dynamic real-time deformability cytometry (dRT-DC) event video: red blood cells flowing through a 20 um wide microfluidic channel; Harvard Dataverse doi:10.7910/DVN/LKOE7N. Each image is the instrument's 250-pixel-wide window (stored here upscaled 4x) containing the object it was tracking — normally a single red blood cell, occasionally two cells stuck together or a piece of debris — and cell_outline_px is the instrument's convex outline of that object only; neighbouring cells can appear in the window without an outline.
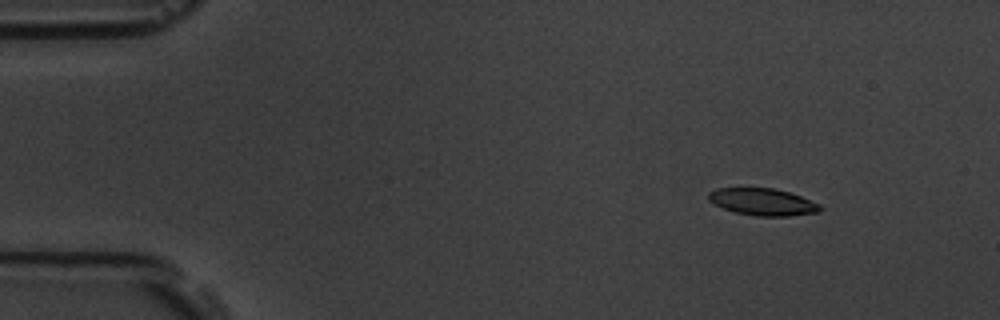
{"species": "common noctule bat (a hibernating species)", "species_latin": "Nyctalus noctula", "temperature_condition": "room temperature", "stored_images_in_passage": 5, "camera_frame_rate_fps": 3000, "um_per_image_px": 0.085, "animal": {"sex": "male", "body_mass_g": 19.5, "forearm_length_mm": 54.6}, "frame": {"image": 1, "passage_image": 1, "time_ms": 0.0, "image_size_px": [1000, 320], "cell_outline_px": [[824, 208], [820, 212], [788, 216], [756, 216], [736, 212], [724, 208], [708, 200], [708, 192], [716, 188], [772, 188], [788, 192], [800, 196], [820, 204]], "centroid_in_image_um": [64.85, 17.16], "position_along_channel_um": 20.1, "area_um2": 17.51}}
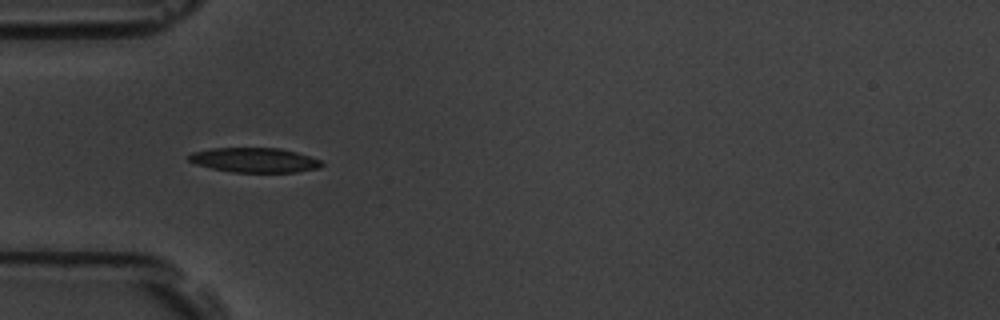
{"frame": {"image": 2, "passage_image": 4, "time_ms": 3.667, "image_size_px": [1000, 320], "cell_outline_px": [[324, 164], [320, 168], [296, 172], [232, 172], [212, 168], [196, 164], [188, 160], [188, 156], [192, 152], [212, 148], [280, 148], [296, 152], [320, 160]], "centroid_in_image_um": [21.64, 13.61], "position_along_channel_um": 63.4, "area_um2": 19.02}}
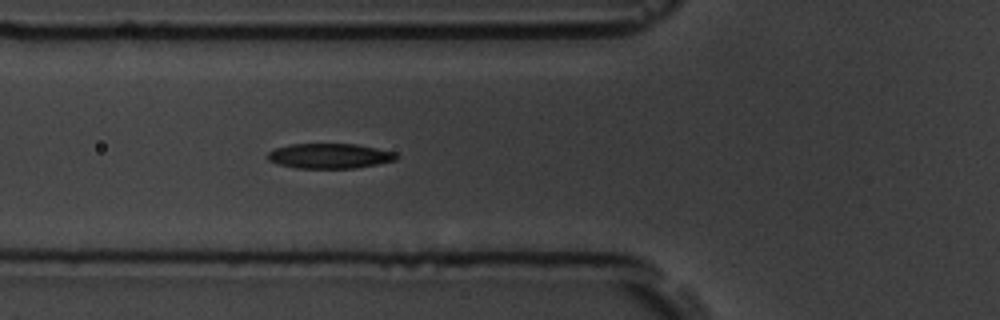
{"frame": {"image": 3, "passage_image": 5, "time_ms": 4.667, "image_size_px": [1000, 320], "cell_outline_px": [[400, 156], [396, 160], [356, 168], [296, 168], [276, 164], [268, 160], [268, 152], [276, 148], [292, 144], [356, 144], [396, 152]], "centroid_in_image_um": [28.03, 13.26], "position_along_channel_um": 97.8, "area_um2": 18.79}}